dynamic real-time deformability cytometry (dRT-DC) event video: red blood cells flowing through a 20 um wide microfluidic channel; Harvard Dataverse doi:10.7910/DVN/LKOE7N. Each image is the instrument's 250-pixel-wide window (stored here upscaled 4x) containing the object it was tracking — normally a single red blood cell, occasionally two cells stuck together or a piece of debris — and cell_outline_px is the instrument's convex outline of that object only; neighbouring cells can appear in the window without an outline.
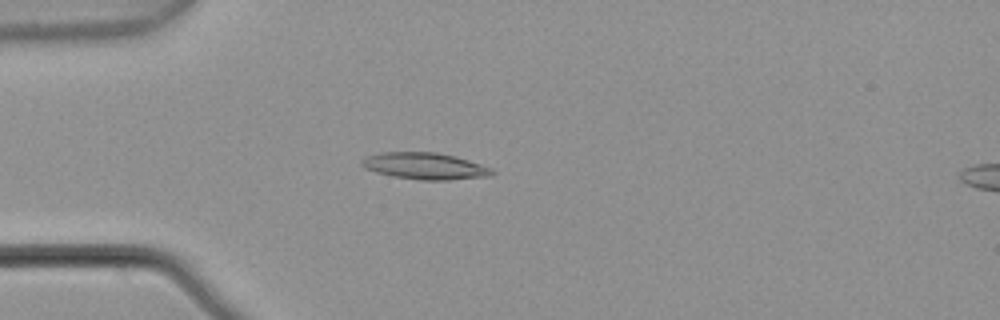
{"species": "common noctule bat (a hibernating species)", "species_latin": "Nyctalus noctula", "temperature_condition": "warm", "stored_images_in_passage": 5, "segment_of_instrument_passage": [1, 2], "camera_frame_rate_fps": 3000, "um_per_image_px": 0.085, "animal": {"sex": "male", "body_mass_g": 21.5, "forearm_length_mm": 52.0}, "frame": {"image": 1, "passage_image": 4, "time_ms": 1.0, "image_size_px": [1000, 320], "cell_outline_px": [[496, 172], [492, 176], [448, 180], [420, 180], [392, 176], [376, 172], [364, 168], [360, 164], [360, 160], [364, 156], [380, 152], [436, 152], [456, 156], [492, 168]], "centroid_in_image_um": [36.1, 14.11], "position_along_channel_um": 48.9, "area_um2": 20.52}}